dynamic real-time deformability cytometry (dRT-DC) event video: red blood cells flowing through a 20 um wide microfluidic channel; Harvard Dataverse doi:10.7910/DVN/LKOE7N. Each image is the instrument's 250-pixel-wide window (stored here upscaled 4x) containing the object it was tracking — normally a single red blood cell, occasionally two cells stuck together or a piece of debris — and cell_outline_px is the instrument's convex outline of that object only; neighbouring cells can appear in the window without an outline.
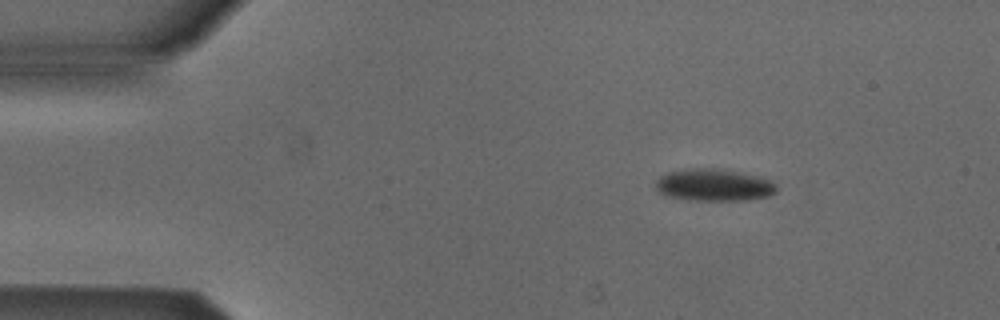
{"species": "Egyptian fruit bat (a non-hibernating species)", "species_latin": "Rousettus aegyptiacus", "temperature_condition": "cold", "stored_images_in_passage": 43, "camera_frame_rate_fps": 3000, "um_per_image_px": 0.085, "animal": {"sex": "male"}, "frame": {"image": 1, "passage_image": 1, "time_ms": 0.0, "image_size_px": [1000, 320], "cell_outline_px": [[776, 192], [768, 196], [748, 200], [684, 200], [664, 196], [656, 188], [656, 180], [660, 176], [668, 172], [696, 168], [712, 168], [760, 176], [772, 180], [776, 184]], "centroid_in_image_um": [60.68, 15.74], "position_along_channel_um": 24.3, "area_um2": 22.66}}
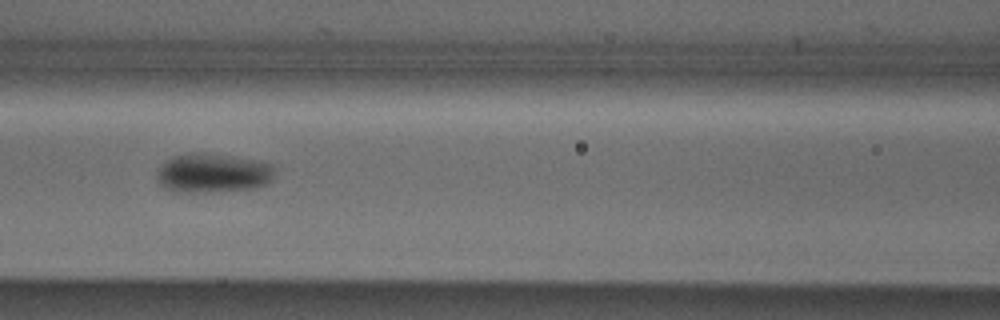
{"frame": {"image": 2, "passage_image": 16, "time_ms": 5.0, "image_size_px": [1000, 320], "cell_outline_px": [[272, 180], [268, 184], [256, 188], [212, 192], [176, 192], [164, 188], [156, 180], [156, 172], [160, 164], [172, 156], [188, 152], [200, 152], [232, 156], [256, 160], [272, 164]], "centroid_in_image_um": [18.03, 14.71], "position_along_channel_um": 148.6, "area_um2": 27.4}}
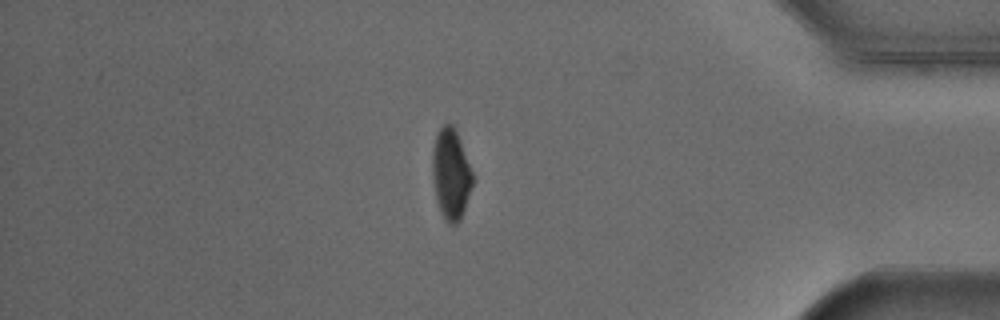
{"frame": {"image": 3, "passage_image": 38, "time_ms": 12.333, "image_size_px": [1000, 320], "cell_outline_px": [[472, 184], [460, 220], [456, 224], [448, 224], [440, 212], [436, 200], [432, 180], [432, 148], [436, 136], [440, 128], [448, 120], [452, 124], [456, 132], [472, 172]], "centroid_in_image_um": [38.28, 14.8], "position_along_channel_um": 396.9, "area_um2": 21.04}, "authors_computed_cell_mechanics": {"area_um2": 23.7558, "velocity_mm_per_s": 3.8718, "shape_relaxation_time_tau1_ms": 3.0644, "shape_relaxation_time_tau2_ms": null, "deformation_change_tau1": 0.0987, "deformation_change_tau2": null}}